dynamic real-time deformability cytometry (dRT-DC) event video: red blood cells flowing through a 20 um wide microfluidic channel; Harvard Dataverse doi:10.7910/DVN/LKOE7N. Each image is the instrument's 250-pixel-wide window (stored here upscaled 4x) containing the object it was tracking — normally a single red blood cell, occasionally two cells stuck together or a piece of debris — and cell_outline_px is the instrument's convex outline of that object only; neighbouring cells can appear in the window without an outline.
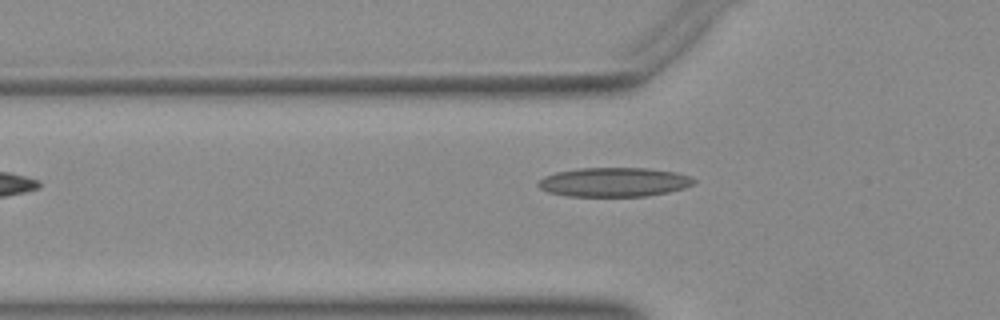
{"species": "Egyptian fruit bat (a non-hibernating species)", "species_latin": "Rousettus aegyptiacus", "temperature_condition": "warm", "stored_images_in_passage": 35, "camera_frame_rate_fps": 3000, "um_per_image_px": 0.085, "animal": {"sex": "female"}, "frame": {"image": 1, "passage_image": 4, "time_ms": 1.0, "image_size_px": [1000, 320], "cell_outline_px": [[696, 184], [684, 188], [668, 192], [644, 196], [568, 196], [548, 192], [540, 188], [536, 184], [544, 176], [556, 172], [580, 168], [648, 168], [676, 172], [692, 176], [696, 180]], "centroid_in_image_um": [52.23, 15.47], "position_along_channel_um": 73.6, "area_um2": 26.59}}
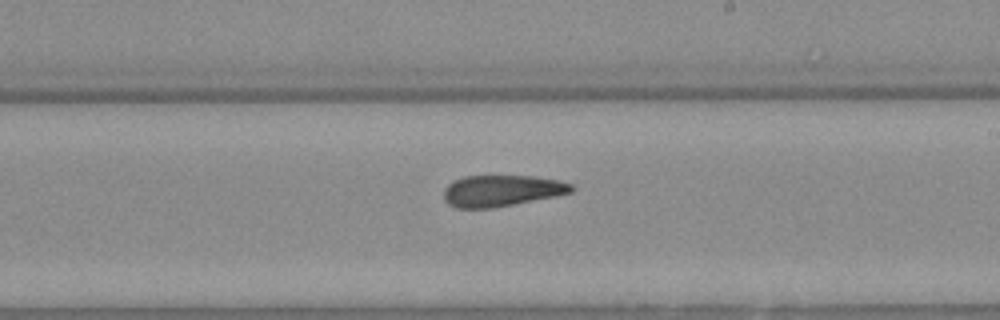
{"frame": {"image": 2, "passage_image": 17, "time_ms": 5.333, "image_size_px": [1000, 320], "cell_outline_px": [[576, 188], [572, 192], [556, 196], [492, 208], [456, 208], [448, 204], [444, 200], [444, 188], [452, 180], [464, 176], [532, 176], [560, 180], [572, 184]], "centroid_in_image_um": [42.63, 16.21], "position_along_channel_um": 246.4, "area_um2": 23.47}}
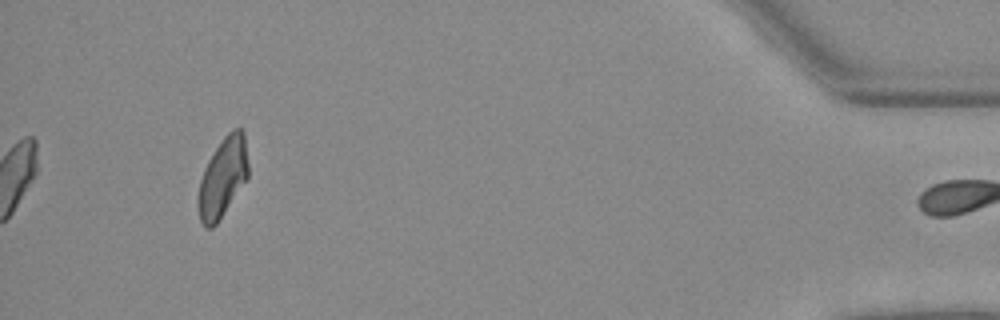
{"frame": {"image": 3, "passage_image": 35, "time_ms": 11.333, "image_size_px": [1000, 320], "cell_outline_px": [[248, 176], [216, 224], [212, 228], [204, 228], [200, 220], [196, 204], [196, 200], [200, 180], [204, 168], [208, 160], [224, 136], [232, 128], [240, 128], [244, 132], [248, 164]], "centroid_in_image_um": [18.9, 15.09], "position_along_channel_um": 416.3, "area_um2": 23.12}}